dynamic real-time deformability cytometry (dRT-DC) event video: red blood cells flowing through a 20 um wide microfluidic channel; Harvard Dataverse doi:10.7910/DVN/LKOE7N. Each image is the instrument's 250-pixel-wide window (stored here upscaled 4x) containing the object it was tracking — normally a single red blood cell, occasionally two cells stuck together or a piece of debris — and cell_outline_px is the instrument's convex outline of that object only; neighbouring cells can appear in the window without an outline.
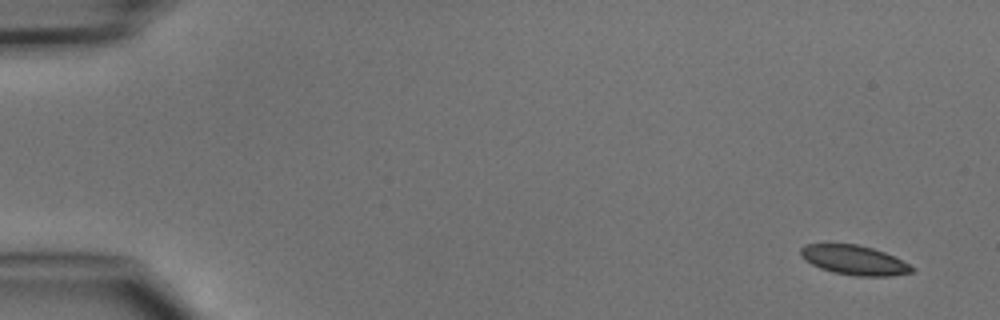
{"species": "common noctule bat (a hibernating species)", "species_latin": "Nyctalus noctula", "temperature_condition": "cold", "stored_images_in_passage": 6, "camera_frame_rate_fps": 3000, "um_per_image_px": 0.085, "animal": {"sex": "male", "body_mass_g": 15.6}, "frame": {"image": 1, "passage_image": 1, "time_ms": 0.0, "image_size_px": [1000, 320], "cell_outline_px": [[916, 268], [912, 272], [888, 276], [856, 276], [832, 272], [820, 268], [804, 260], [800, 256], [800, 248], [804, 244], [856, 244], [872, 248], [884, 252]], "centroid_in_image_um": [72.56, 22.11], "position_along_channel_um": 12.4, "area_um2": 19.02}}
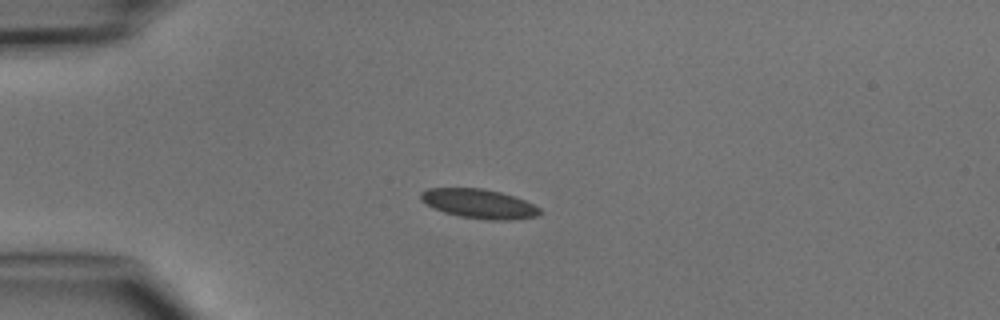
{"frame": {"image": 2, "passage_image": 4, "time_ms": 3.333, "image_size_px": [1000, 320], "cell_outline_px": [[544, 212], [536, 216], [512, 220], [488, 220], [460, 216], [444, 212], [432, 208], [420, 200], [420, 192], [428, 188], [480, 188], [500, 192], [524, 200], [540, 208]], "centroid_in_image_um": [40.7, 17.32], "position_along_channel_um": 44.3, "area_um2": 20.35}}
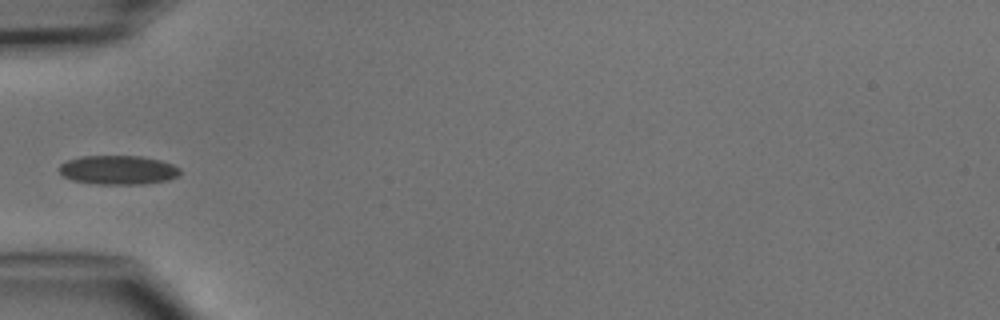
{"frame": {"image": 3, "passage_image": 5, "time_ms": 4.667, "image_size_px": [1000, 320], "cell_outline_px": [[180, 172], [176, 176], [168, 180], [144, 184], [96, 184], [72, 180], [64, 176], [56, 168], [60, 164], [68, 160], [80, 156], [140, 156], [160, 160], [172, 164], [180, 168]], "centroid_in_image_um": [10.01, 14.44], "position_along_channel_um": 75.0, "area_um2": 20.52}}